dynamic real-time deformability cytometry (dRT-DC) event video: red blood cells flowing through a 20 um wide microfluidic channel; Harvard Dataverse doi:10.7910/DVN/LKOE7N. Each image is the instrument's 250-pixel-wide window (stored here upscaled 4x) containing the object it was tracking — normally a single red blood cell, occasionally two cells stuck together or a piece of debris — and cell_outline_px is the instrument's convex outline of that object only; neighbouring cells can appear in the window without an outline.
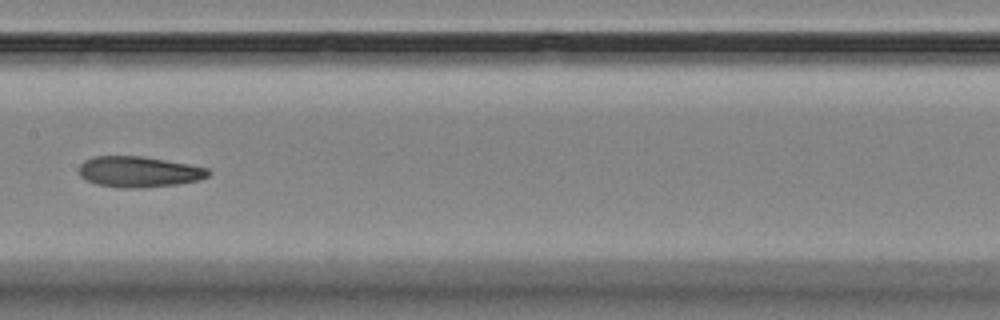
{"species": "Egyptian fruit bat (a non-hibernating species)", "species_latin": "Rousettus aegyptiacus", "temperature_condition": "room temperature", "stored_images_in_passage": 8, "camera_frame_rate_fps": 3000, "um_per_image_px": 0.085, "animal": {"sex": "female"}, "frame": {"image": 1, "passage_image": 8, "time_ms": 8.0, "image_size_px": [1000, 320], "cell_outline_px": [[212, 172], [208, 176], [200, 180], [180, 184], [144, 188], [120, 188], [96, 184], [80, 176], [80, 164], [84, 160], [92, 156], [140, 156], [188, 164], [208, 168]], "centroid_in_image_um": [11.82, 14.61], "position_along_channel_um": 195.6, "area_um2": 23.35}}